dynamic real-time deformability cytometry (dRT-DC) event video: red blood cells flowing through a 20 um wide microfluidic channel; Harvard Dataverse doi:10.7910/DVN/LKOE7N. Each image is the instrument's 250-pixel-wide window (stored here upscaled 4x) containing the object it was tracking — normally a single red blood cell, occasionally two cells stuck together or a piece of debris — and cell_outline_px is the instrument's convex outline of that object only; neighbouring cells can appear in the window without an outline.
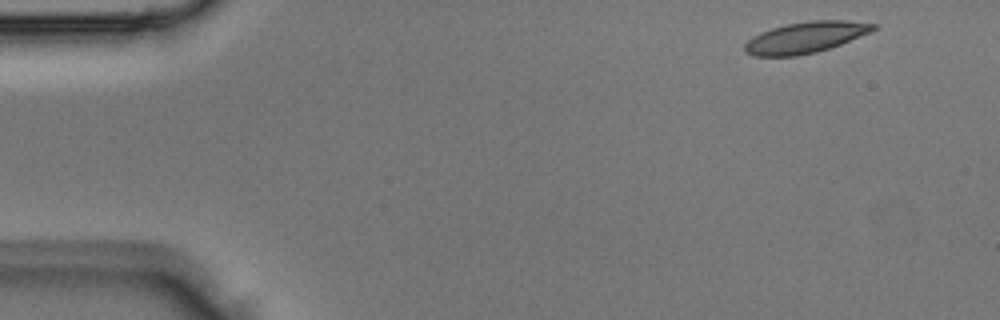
{"species": "Egyptian fruit bat (a non-hibernating species)", "species_latin": "Rousettus aegyptiacus", "temperature_condition": "room temperature", "stored_images_in_passage": 3, "camera_frame_rate_fps": 3000, "um_per_image_px": 0.085, "animal": {"sex": "male"}, "frame": {"image": 1, "passage_image": 1, "time_ms": 0.0, "image_size_px": [1000, 320], "cell_outline_px": [[880, 24], [872, 32], [840, 44], [816, 52], [796, 56], [752, 56], [744, 52], [744, 44], [752, 36], [760, 32], [772, 28], [788, 24], [812, 20], [848, 20]], "centroid_in_image_um": [68.48, 3.18], "position_along_channel_um": 16.5, "area_um2": 23.47}}